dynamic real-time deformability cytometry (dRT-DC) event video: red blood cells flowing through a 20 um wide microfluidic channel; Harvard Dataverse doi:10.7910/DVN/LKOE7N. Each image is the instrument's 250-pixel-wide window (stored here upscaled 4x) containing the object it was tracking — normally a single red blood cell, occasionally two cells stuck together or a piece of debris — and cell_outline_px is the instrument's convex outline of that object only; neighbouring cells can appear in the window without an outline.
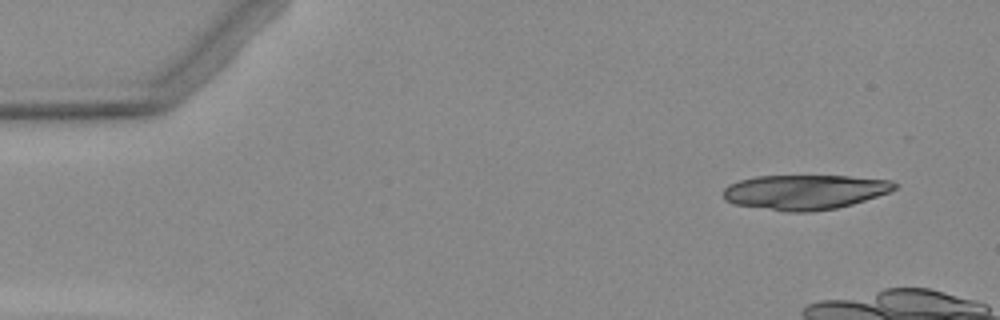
{"species": "Egyptian fruit bat (a non-hibernating species)", "species_latin": "Rousettus aegyptiacus", "temperature_condition": "warm", "stored_images_in_passage": 6, "camera_frame_rate_fps": 3000, "um_per_image_px": 0.085, "animal": {"sex": "female"}, "frame": {"image": 1, "passage_image": 1, "time_ms": 0.0, "image_size_px": [1000, 320], "cell_outline_px": [[900, 184], [896, 188], [888, 192], [852, 204], [836, 208], [812, 212], [784, 212], [732, 204], [724, 200], [724, 188], [728, 184], [740, 180], [756, 176], [848, 176], [892, 180]], "centroid_in_image_um": [68.38, 16.33], "position_along_channel_um": 16.6, "area_um2": 34.97}}
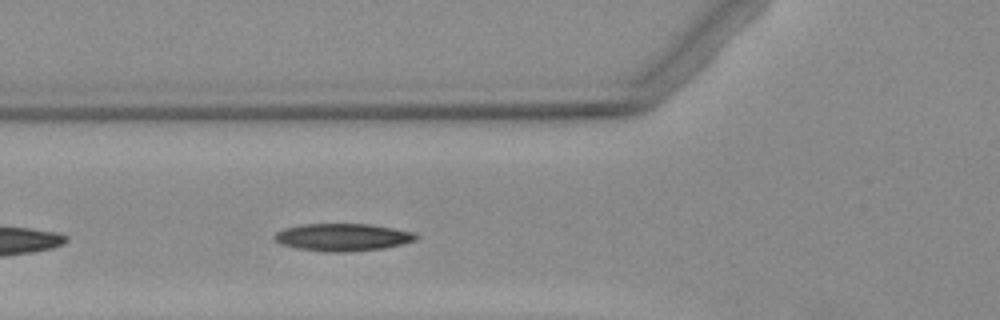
{"frame": {"image": 2, "passage_image": 6, "time_ms": 7.333, "image_size_px": [1000, 320], "cell_outline_px": [[420, 236], [416, 240], [404, 244], [384, 248], [348, 252], [324, 252], [296, 248], [280, 244], [272, 236], [276, 232], [284, 228], [304, 224], [372, 224], [416, 232]], "centroid_in_image_um": [29.17, 20.16], "position_along_channel_um": 96.6, "area_um2": 23.0}}